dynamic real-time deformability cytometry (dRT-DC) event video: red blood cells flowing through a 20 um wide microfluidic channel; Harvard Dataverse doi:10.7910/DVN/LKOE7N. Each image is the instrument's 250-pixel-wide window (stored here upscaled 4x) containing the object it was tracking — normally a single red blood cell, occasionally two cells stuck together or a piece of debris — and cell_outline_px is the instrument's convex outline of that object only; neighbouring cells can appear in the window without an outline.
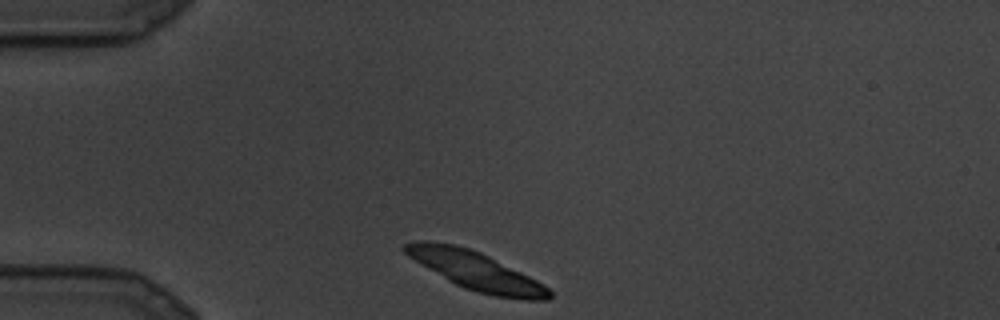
{"species": "common noctule bat (a hibernating species)", "species_latin": "Nyctalus noctula", "temperature_condition": "cold", "stored_images_in_passage": 6, "camera_frame_rate_fps": 3000, "um_per_image_px": 0.085, "animal": {"sex": "male", "body_mass_g": 19.5, "forearm_length_mm": 54.6}, "frame": {"image": 1, "passage_image": 1, "time_ms": 0.0, "image_size_px": [1000, 320], "cell_outline_px": [[552, 296], [548, 300], [524, 300], [496, 296], [476, 292], [464, 288], [448, 280], [420, 264], [408, 256], [400, 248], [404, 244], [412, 240], [432, 240], [456, 244], [480, 252], [536, 280], [548, 288], [552, 292]], "centroid_in_image_um": [40.38, 23.0], "position_along_channel_um": 44.6, "area_um2": 32.14}}